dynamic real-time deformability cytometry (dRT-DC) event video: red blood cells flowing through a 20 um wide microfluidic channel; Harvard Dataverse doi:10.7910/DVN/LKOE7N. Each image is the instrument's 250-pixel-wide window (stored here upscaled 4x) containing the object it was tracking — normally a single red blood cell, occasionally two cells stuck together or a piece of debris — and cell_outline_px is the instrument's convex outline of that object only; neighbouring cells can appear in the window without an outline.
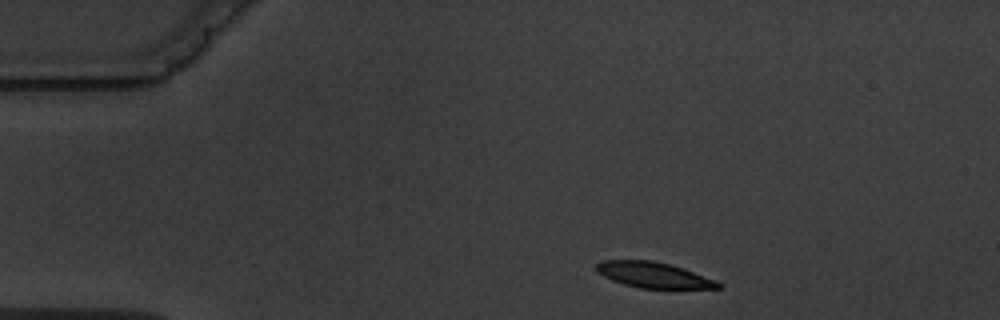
{"species": "common noctule bat (a hibernating species)", "species_latin": "Nyctalus noctula", "temperature_condition": "warm", "stored_images_in_passage": 3, "camera_frame_rate_fps": 3000, "um_per_image_px": 0.085, "animal": {"sex": "male", "body_mass_g": 19.5, "forearm_length_mm": 54.6}, "frame": {"image": 1, "passage_image": 1, "time_ms": 0.0, "image_size_px": [1000, 320], "cell_outline_px": [[724, 284], [720, 288], [640, 288], [624, 284], [612, 280], [596, 272], [596, 264], [600, 260], [652, 260], [684, 268], [716, 280]], "centroid_in_image_um": [55.55, 23.37], "position_along_channel_um": 29.4, "area_um2": 18.21}}